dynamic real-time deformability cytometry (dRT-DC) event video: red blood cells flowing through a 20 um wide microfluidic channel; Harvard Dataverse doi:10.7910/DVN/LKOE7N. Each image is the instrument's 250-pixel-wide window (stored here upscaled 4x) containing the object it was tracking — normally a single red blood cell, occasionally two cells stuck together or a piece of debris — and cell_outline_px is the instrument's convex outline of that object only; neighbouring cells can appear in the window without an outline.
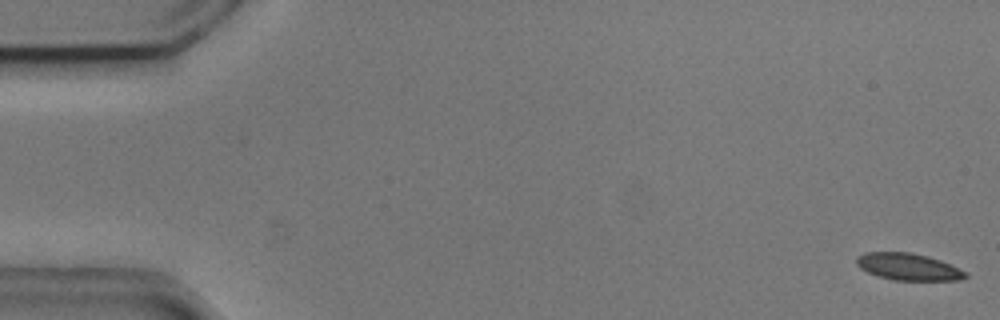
{"species": "common noctule bat (a hibernating species)", "species_latin": "Nyctalus noctula", "temperature_condition": "cold", "stored_images_in_passage": 55, "camera_frame_rate_fps": 3000, "um_per_image_px": 0.085, "animal": {"sex": "male", "body_mass_g": 20.5, "forearm_length_mm": 52.5}, "frame": {"image": 1, "passage_image": 1, "time_ms": 0.0, "image_size_px": [1000, 320], "cell_outline_px": [[968, 276], [960, 280], [892, 280], [868, 272], [860, 268], [856, 264], [856, 256], [864, 252], [912, 252], [928, 256], [940, 260], [968, 272]], "centroid_in_image_um": [77.2, 22.67], "position_along_channel_um": 7.8, "area_um2": 17.17}}
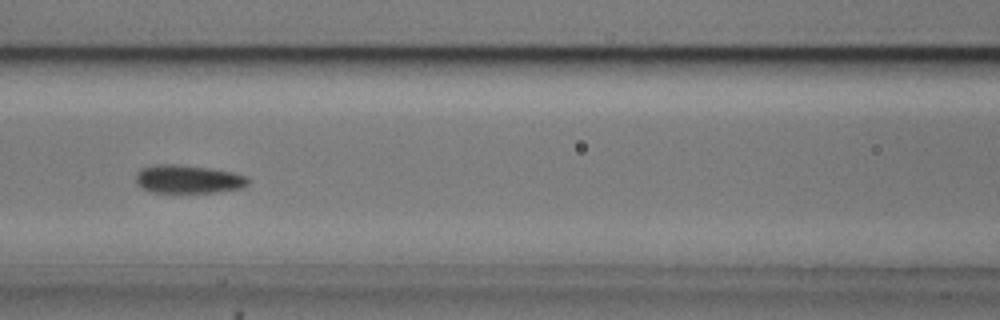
{"frame": {"image": 2, "passage_image": 24, "time_ms": 7.667, "image_size_px": [1000, 320], "cell_outline_px": [[248, 184], [244, 188], [216, 192], [152, 192], [136, 184], [136, 172], [140, 168], [152, 164], [180, 164], [212, 168], [232, 172], [248, 176]], "centroid_in_image_um": [15.99, 15.21], "position_along_channel_um": 150.6, "area_um2": 18.79}}
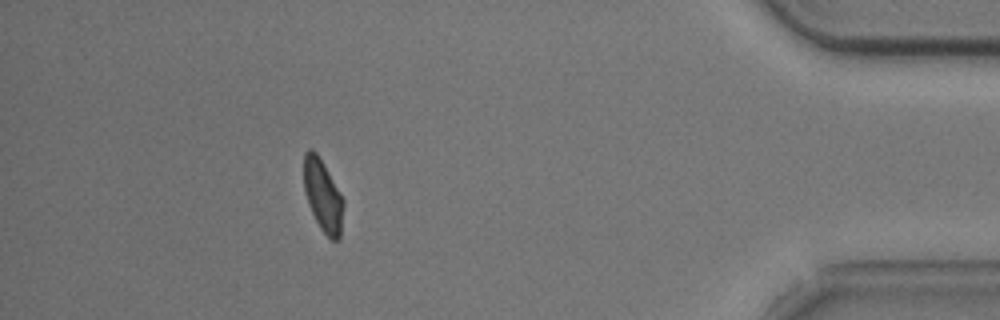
{"frame": {"image": 3, "passage_image": 49, "time_ms": 16.0, "image_size_px": [1000, 320], "cell_outline_px": [[344, 204], [340, 236], [336, 240], [332, 240], [320, 228], [312, 212], [304, 192], [304, 152], [308, 148], [312, 148], [316, 152], [340, 192], [344, 200]], "centroid_in_image_um": [27.44, 16.6], "position_along_channel_um": 407.8, "area_um2": 16.42}, "authors_computed_cell_mechanics": {"area_um2": 17.8602, "velocity_mm_per_s": 3.7127, "shape_relaxation_time_tau1_ms": 3.931, "shape_relaxation_time_tau2_ms": 2.6549, "deformation_change_tau1": 0.1146, "deformation_change_tau2": 0.066}}